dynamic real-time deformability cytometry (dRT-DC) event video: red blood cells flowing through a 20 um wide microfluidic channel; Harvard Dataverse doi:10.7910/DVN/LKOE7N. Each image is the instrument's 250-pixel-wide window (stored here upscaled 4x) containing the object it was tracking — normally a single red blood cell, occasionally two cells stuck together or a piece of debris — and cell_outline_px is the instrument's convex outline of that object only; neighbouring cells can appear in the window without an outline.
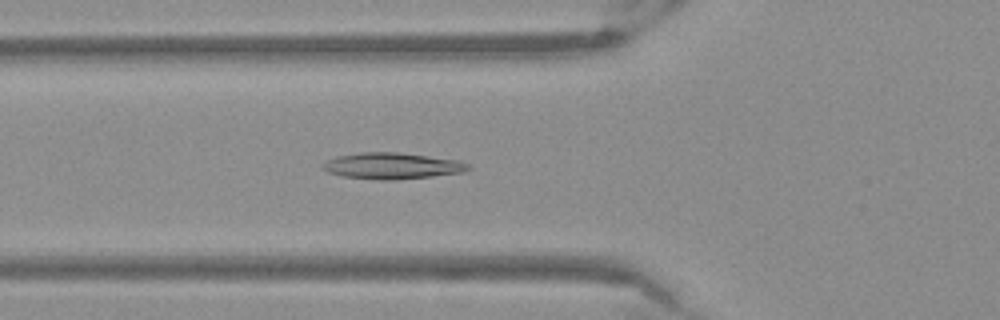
{"species": "Egyptian fruit bat (a non-hibernating species)", "species_latin": "Rousettus aegyptiacus", "temperature_condition": "warm", "stored_images_in_passage": 51, "camera_frame_rate_fps": 3000, "um_per_image_px": 0.085, "frame": {"image": 1, "passage_image": 18, "time_ms": 5.667, "image_size_px": [1000, 320], "cell_outline_px": [[472, 168], [464, 172], [432, 176], [396, 180], [380, 180], [340, 176], [328, 172], [320, 168], [328, 160], [336, 156], [360, 152], [400, 152], [460, 160], [468, 164]], "centroid_in_image_um": [33.34, 14.1], "position_along_channel_um": 92.5, "area_um2": 22.48}}
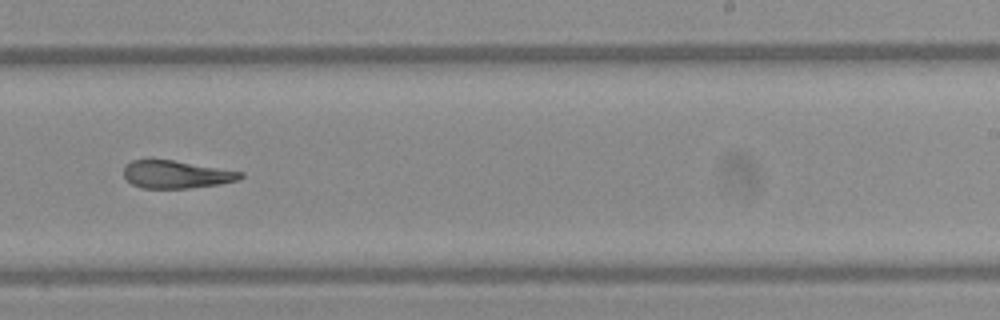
{"frame": {"image": 2, "passage_image": 32, "time_ms": 10.333, "image_size_px": [1000, 320], "cell_outline_px": [[244, 176], [240, 180], [220, 184], [188, 188], [144, 188], [132, 184], [124, 176], [124, 164], [132, 160], [172, 160], [244, 172]], "centroid_in_image_um": [15.0, 14.83], "position_along_channel_um": 274.0, "area_um2": 18.79}}
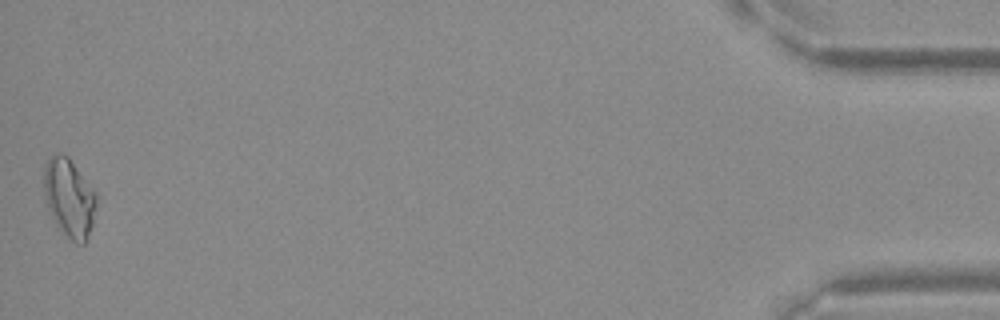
{"frame": {"image": 3, "passage_image": 51, "time_ms": 16.667, "image_size_px": [1000, 320], "cell_outline_px": [[96, 204], [92, 224], [88, 236], [84, 244], [76, 244], [56, 224], [48, 212], [44, 200], [44, 164], [56, 152], [60, 152], [68, 156], [96, 192]], "centroid_in_image_um": [5.86, 16.79], "position_along_channel_um": 429.3, "area_um2": 24.04}}